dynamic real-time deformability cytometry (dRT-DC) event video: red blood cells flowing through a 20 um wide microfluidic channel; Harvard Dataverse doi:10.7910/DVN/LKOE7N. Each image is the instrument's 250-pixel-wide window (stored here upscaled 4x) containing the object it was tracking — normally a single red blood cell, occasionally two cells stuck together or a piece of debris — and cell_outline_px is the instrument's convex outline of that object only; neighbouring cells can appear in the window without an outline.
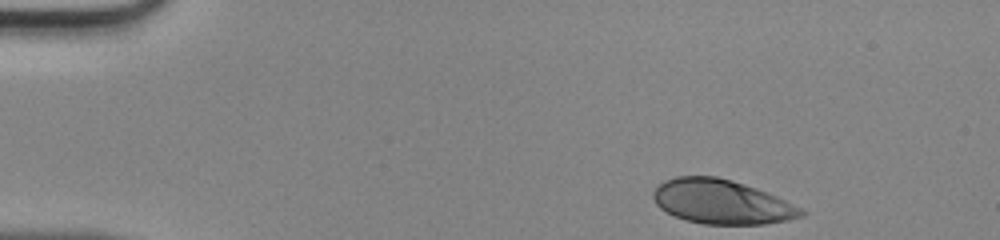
{"species": "human", "species_latin": "Homo sapiens", "temperature_condition": "room temperature", "stored_images_in_passage": 10, "camera_frame_rate_fps": 3000, "um_per_image_px": 0.085, "donor": {"sex": "male"}, "frame": {"image": 1, "passage_image": 1, "time_ms": 0.0, "image_size_px": [1000, 240], "cell_outline_px": [[808, 212], [804, 216], [788, 220], [764, 224], [704, 224], [684, 220], [660, 208], [656, 204], [652, 196], [652, 192], [656, 184], [664, 180], [676, 176], [716, 176], [732, 180], [756, 188], [776, 196]], "centroid_in_image_um": [61.3, 17.15], "position_along_channel_um": 23.7, "area_um2": 38.26}}